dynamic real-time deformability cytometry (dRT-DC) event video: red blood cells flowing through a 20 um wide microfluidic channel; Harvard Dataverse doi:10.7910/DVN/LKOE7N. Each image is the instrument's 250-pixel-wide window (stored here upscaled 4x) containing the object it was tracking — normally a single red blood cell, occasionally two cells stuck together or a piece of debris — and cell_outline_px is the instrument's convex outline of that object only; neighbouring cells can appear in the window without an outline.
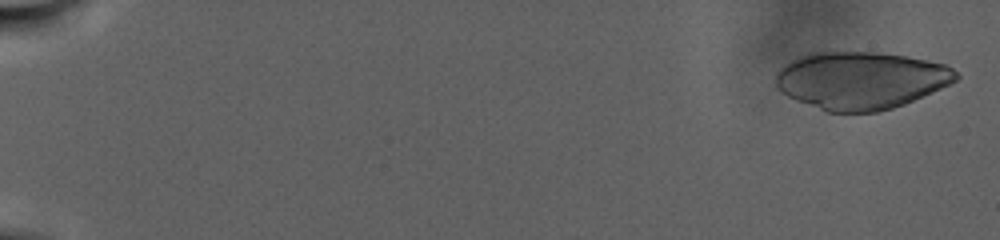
{"species": "human", "species_latin": "Homo sapiens", "temperature_condition": "warm", "stored_images_in_passage": 79, "camera_frame_rate_fps": 3000, "um_per_image_px": 0.085, "donor": {"sex": "male"}, "frame": {"image": 1, "passage_image": 4, "time_ms": 0.667, "image_size_px": [1000, 240], "cell_outline_px": [[960, 76], [956, 80], [940, 88], [904, 104], [892, 108], [876, 112], [828, 112], [796, 100], [788, 96], [776, 84], [776, 72], [784, 64], [800, 56], [812, 52], [876, 52], [908, 56], [928, 60], [944, 64], [952, 68]], "centroid_in_image_um": [73.17, 6.82], "position_along_channel_um": 11.8, "area_um2": 60.05}}
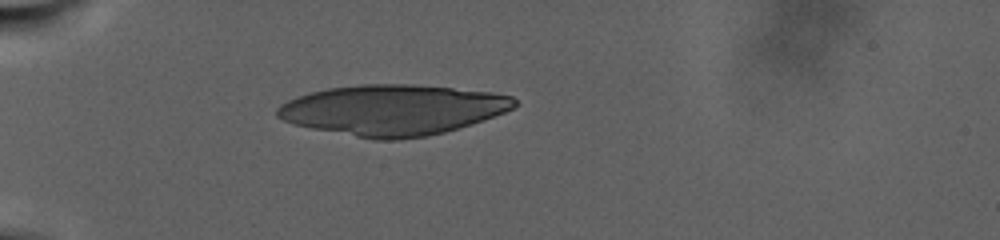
{"frame": {"image": 2, "passage_image": 40, "time_ms": 10.0, "image_size_px": [1000, 240], "cell_outline_px": [[520, 104], [504, 112], [444, 132], [428, 136], [396, 140], [372, 140], [292, 124], [276, 116], [276, 108], [280, 104], [296, 96], [328, 88], [360, 84], [412, 84], [492, 92], [512, 96]], "centroid_in_image_um": [33.33, 9.34], "position_along_channel_um": 51.7, "area_um2": 69.65}}